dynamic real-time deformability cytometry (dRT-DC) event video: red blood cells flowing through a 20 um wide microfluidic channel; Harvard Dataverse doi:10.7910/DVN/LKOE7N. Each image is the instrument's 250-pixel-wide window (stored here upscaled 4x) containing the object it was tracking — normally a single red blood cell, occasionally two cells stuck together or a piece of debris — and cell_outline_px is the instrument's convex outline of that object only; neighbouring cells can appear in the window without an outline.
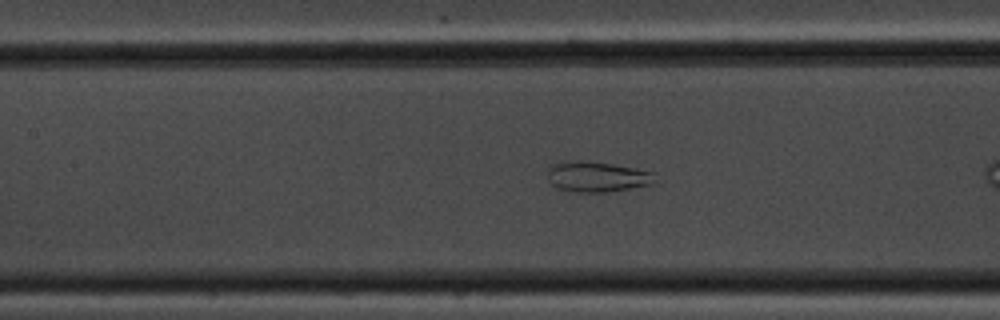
{"species": "common noctule bat (a hibernating species)", "species_latin": "Nyctalus noctula", "temperature_condition": "room temperature", "stored_images_in_passage": 22, "camera_frame_rate_fps": 3000, "um_per_image_px": 0.085, "animal": {"sex": "male", "body_mass_g": 20.1, "forearm_length_mm": 53.5}, "frame": {"image": 1, "passage_image": 10, "time_ms": 3.0, "image_size_px": [1000, 320], "cell_outline_px": [[656, 172], [652, 184], [604, 192], [576, 192], [556, 188], [552, 184], [548, 176], [548, 172], [556, 164], [568, 160], [584, 160], [612, 164]], "centroid_in_image_um": [50.76, 15.01], "position_along_channel_um": 156.6, "area_um2": 18.79}}